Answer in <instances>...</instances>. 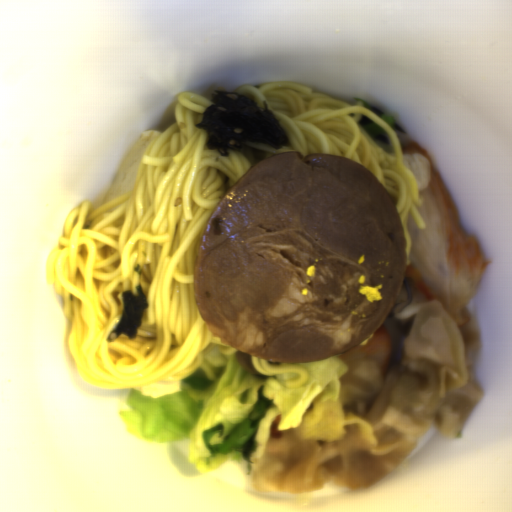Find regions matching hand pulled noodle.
I'll return each mask as SVG.
<instances>
[{
    "instance_id": "1",
    "label": "hand pulled noodle",
    "mask_w": 512,
    "mask_h": 512,
    "mask_svg": "<svg viewBox=\"0 0 512 512\" xmlns=\"http://www.w3.org/2000/svg\"><path fill=\"white\" fill-rule=\"evenodd\" d=\"M182 92L175 120L144 151L132 190L100 207L83 200L68 214L63 236L47 254L45 280L61 295L68 317V349L78 375L97 389L122 390L178 380L215 347L238 349L215 336L197 304L194 263L208 222L238 180L260 161L279 153L341 155L369 170L390 194L405 237L410 263L411 214L426 227L423 201L413 171L405 164L400 139L380 115L291 82L235 92L269 109L289 135L282 149L243 142L222 156L207 146L208 132L196 128L214 102ZM142 285L149 301L136 339H105L122 315V292Z\"/></svg>"
},
{
    "instance_id": "2",
    "label": "hand pulled noodle",
    "mask_w": 512,
    "mask_h": 512,
    "mask_svg": "<svg viewBox=\"0 0 512 512\" xmlns=\"http://www.w3.org/2000/svg\"><path fill=\"white\" fill-rule=\"evenodd\" d=\"M254 368L263 375L295 374V378L287 380L284 385L289 389H296L309 382L310 375L299 363L271 361L255 355L250 356Z\"/></svg>"
}]
</instances>
